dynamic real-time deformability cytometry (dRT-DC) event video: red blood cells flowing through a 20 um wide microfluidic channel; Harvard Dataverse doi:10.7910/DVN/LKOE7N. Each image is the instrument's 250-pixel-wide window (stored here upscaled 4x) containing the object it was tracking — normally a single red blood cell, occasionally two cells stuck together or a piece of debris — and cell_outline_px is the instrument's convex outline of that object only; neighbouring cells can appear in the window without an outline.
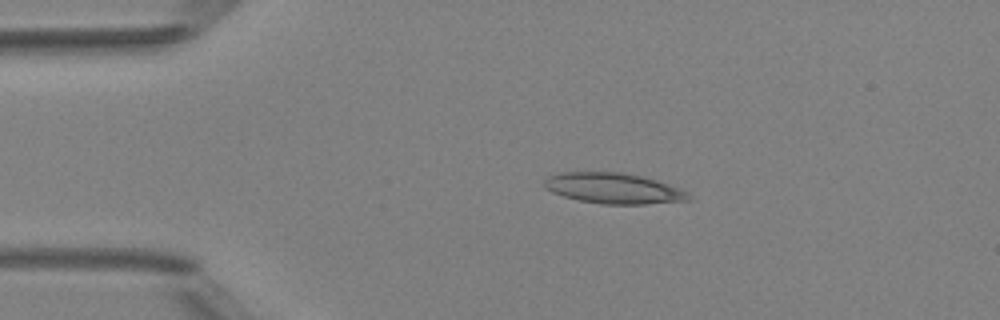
{"species": "Egyptian fruit bat (a non-hibernating species)", "species_latin": "Rousettus aegyptiacus", "temperature_condition": "room temperature", "stored_images_in_passage": 3, "camera_frame_rate_fps": 3000, "um_per_image_px": 0.085, "animal": {"sex": "female"}, "frame": {"image": 1, "passage_image": 1, "time_ms": 0.0, "image_size_px": [1000, 320], "cell_outline_px": [[692, 200], [644, 204], [604, 204], [580, 200], [564, 196], [552, 192], [544, 188], [544, 180], [548, 176], [560, 172], [624, 172], [644, 176], [680, 188], [688, 192], [692, 196]], "centroid_in_image_um": [52.17, 16.0], "position_along_channel_um": 32.8, "area_um2": 25.89}}